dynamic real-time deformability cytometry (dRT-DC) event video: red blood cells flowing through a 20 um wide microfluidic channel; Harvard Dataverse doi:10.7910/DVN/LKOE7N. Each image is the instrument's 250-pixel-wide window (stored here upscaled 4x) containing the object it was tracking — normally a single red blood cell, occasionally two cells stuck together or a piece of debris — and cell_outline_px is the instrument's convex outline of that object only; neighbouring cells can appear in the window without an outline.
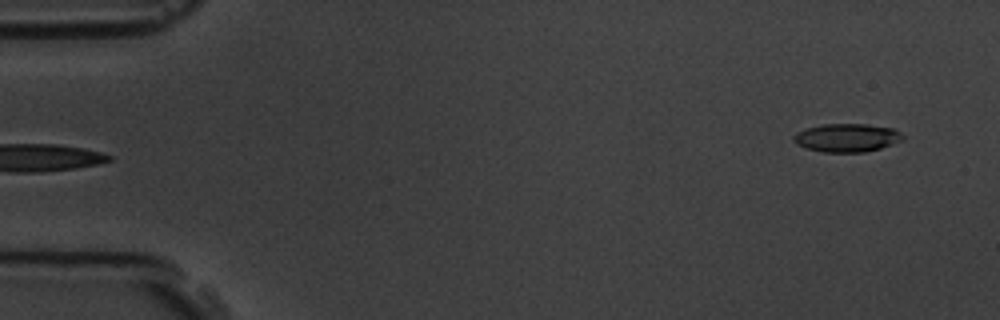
{"species": "common noctule bat (a hibernating species)", "species_latin": "Nyctalus noctula", "temperature_condition": "room temperature", "stored_images_in_passage": 5, "segment_of_instrument_passage": [2, 2], "camera_frame_rate_fps": 3000, "um_per_image_px": 0.085, "animal": {"sex": "male", "body_mass_g": 19.5, "forearm_length_mm": 54.6}, "frame": {"image": 1, "passage_image": 5, "time_ms": 4.667, "image_size_px": [1000, 320], "cell_outline_px": [[904, 140], [880, 148], [864, 152], [824, 152], [808, 148], [796, 144], [792, 140], [792, 136], [796, 132], [808, 128], [824, 124], [864, 124], [892, 128], [900, 132], [904, 136]], "centroid_in_image_um": [71.98, 11.71], "position_along_channel_um": 13.0, "area_um2": 17.92}}